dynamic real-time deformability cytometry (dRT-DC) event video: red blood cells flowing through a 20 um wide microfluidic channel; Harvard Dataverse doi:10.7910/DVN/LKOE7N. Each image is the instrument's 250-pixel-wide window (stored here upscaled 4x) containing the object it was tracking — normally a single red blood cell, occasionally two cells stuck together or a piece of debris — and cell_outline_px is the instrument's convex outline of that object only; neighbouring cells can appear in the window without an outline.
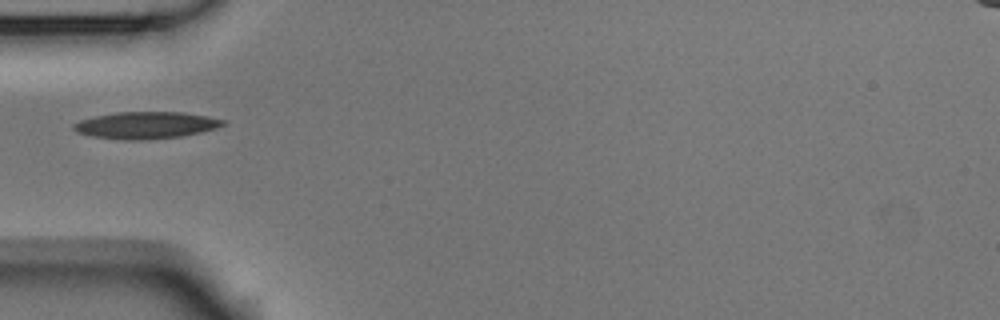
{"species": "Egyptian fruit bat (a non-hibernating species)", "species_latin": "Rousettus aegyptiacus", "temperature_condition": "room temperature", "stored_images_in_passage": 2, "camera_frame_rate_fps": 3000, "um_per_image_px": 0.085, "animal": {"sex": "male"}, "frame": {"image": 1, "passage_image": 1, "time_ms": 0.0, "image_size_px": [1000, 320], "cell_outline_px": [[228, 120], [224, 124], [216, 128], [200, 132], [180, 136], [144, 140], [124, 140], [92, 136], [76, 132], [72, 128], [72, 124], [80, 120], [92, 116], [116, 112], [180, 112]], "centroid_in_image_um": [12.35, 10.64], "position_along_channel_um": 72.7, "area_um2": 23.41}}
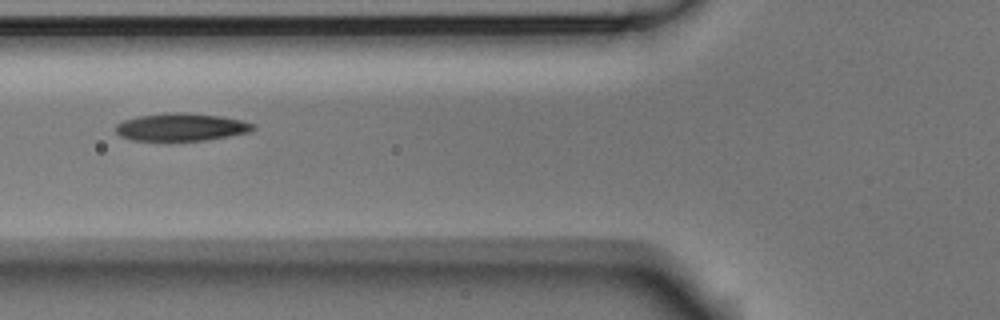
{"frame": {"image": 2, "passage_image": 2, "time_ms": 0.333, "image_size_px": [1000, 320], "cell_outline_px": [[256, 128], [252, 132], [208, 140], [132, 140], [120, 136], [116, 132], [116, 124], [124, 120], [140, 116], [180, 112], [220, 116], [240, 120], [256, 124]], "centroid_in_image_um": [15.46, 10.81], "position_along_channel_um": 110.3, "area_um2": 21.96}}